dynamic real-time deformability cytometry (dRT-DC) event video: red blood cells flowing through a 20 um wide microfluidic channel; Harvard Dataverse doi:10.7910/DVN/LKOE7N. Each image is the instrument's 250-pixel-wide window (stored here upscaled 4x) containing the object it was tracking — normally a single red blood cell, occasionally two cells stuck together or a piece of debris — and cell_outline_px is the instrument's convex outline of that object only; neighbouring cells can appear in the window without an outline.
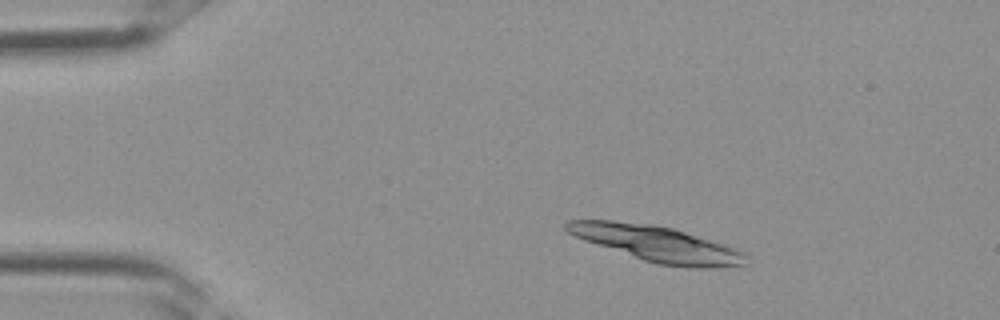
{"species": "Egyptian fruit bat (a non-hibernating species)", "species_latin": "Rousettus aegyptiacus", "temperature_condition": "room temperature", "stored_images_in_passage": 3, "camera_frame_rate_fps": 3000, "um_per_image_px": 0.085, "frame": {"image": 1, "passage_image": 1, "time_ms": 0.0, "image_size_px": [1000, 320], "cell_outline_px": [[752, 264], [712, 268], [688, 268], [660, 264], [644, 260], [584, 240], [568, 232], [564, 228], [564, 224], [568, 220], [612, 220], [652, 224], [672, 228], [724, 244], [736, 248], [744, 252], [748, 256]], "centroid_in_image_um": [55.92, 20.73], "position_along_channel_um": 29.1, "area_um2": 37.28}}